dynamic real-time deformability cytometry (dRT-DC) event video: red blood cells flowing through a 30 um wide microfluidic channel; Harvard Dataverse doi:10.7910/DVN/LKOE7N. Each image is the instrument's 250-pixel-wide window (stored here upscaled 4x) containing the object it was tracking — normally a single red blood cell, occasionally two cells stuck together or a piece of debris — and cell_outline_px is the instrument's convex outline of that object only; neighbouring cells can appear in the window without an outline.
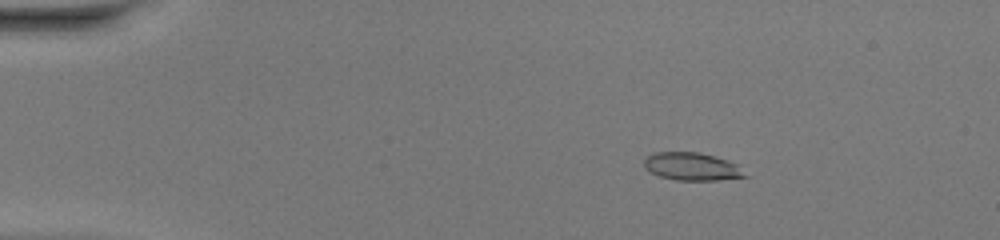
{"species": "common noctule bat (a hibernating species)", "species_latin": "Nyctalus noctula", "temperature_condition": "warm", "stored_images_in_passage": 50, "camera_frame_rate_fps": 3000, "um_per_image_px": 0.085, "animal": {"sex": "female", "body_mass_g": 20.0, "forearm_length_mm": 54.0}, "frame": {"image": 1, "passage_image": 9, "time_ms": 2.667, "image_size_px": [1000, 240], "cell_outline_px": [[752, 176], [716, 180], [676, 180], [660, 176], [644, 168], [644, 160], [652, 152], [700, 152], [728, 160], [736, 164]], "centroid_in_image_um": [58.85, 14.15], "position_along_channel_um": 26.1, "area_um2": 16.47}}
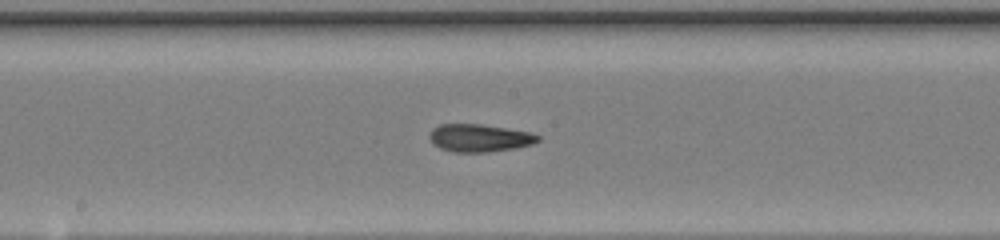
{"frame": {"image": 2, "passage_image": 28, "time_ms": 9.0, "image_size_px": [1000, 240], "cell_outline_px": [[540, 140], [532, 144], [516, 148], [488, 152], [452, 152], [440, 148], [428, 136], [432, 128], [440, 124], [480, 124], [528, 132], [540, 136]], "centroid_in_image_um": [40.74, 11.73], "position_along_channel_um": 207.5, "area_um2": 17.34}}
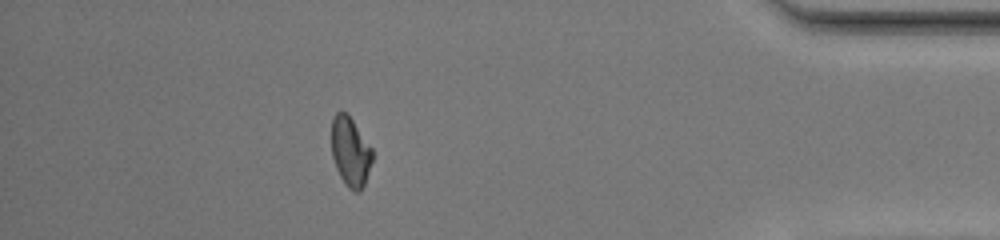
{"frame": {"image": 3, "passage_image": 45, "time_ms": 14.667, "image_size_px": [1000, 240], "cell_outline_px": [[372, 160], [364, 184], [360, 192], [352, 192], [344, 184], [336, 168], [332, 156], [332, 116], [336, 112], [348, 112], [372, 148]], "centroid_in_image_um": [29.78, 12.88], "position_along_channel_um": 405.4, "area_um2": 16.65}, "authors_computed_cell_mechanics": {"area_um2": 17.051, "velocity_mm_per_s": 4.2234, "shape_relaxation_time_tau1_ms": null, "shape_relaxation_time_tau2_ms": 1.0211, "deformation_change_tau1": null, "deformation_change_tau2": 0.0577}}